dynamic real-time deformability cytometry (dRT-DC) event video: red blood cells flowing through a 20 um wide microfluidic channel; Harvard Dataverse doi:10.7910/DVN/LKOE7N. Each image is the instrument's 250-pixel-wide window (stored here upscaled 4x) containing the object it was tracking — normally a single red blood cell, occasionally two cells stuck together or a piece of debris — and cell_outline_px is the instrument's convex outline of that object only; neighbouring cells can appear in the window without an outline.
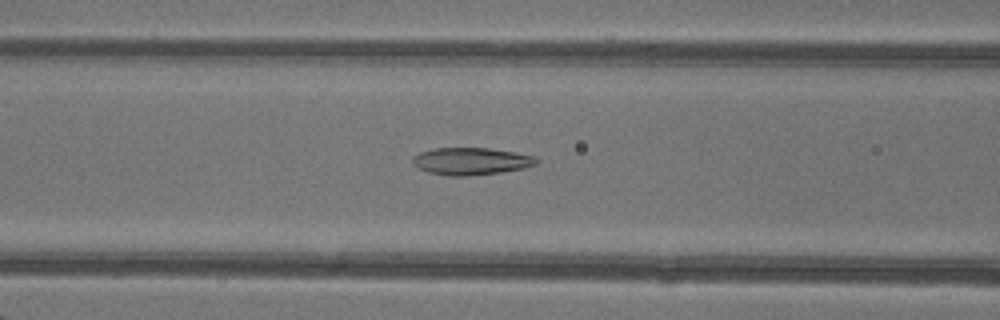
{"species": "common noctule bat (a hibernating species)", "species_latin": "Nyctalus noctula", "temperature_condition": "warm", "stored_images_in_passage": 47, "camera_frame_rate_fps": 3000, "um_per_image_px": 0.085, "animal": {"sex": "female"}, "frame": {"image": 1, "passage_image": 20, "time_ms": 6.333, "image_size_px": [1000, 320], "cell_outline_px": [[536, 164], [524, 168], [500, 172], [468, 176], [448, 176], [428, 172], [412, 164], [412, 156], [420, 152], [436, 148], [488, 148], [516, 152], [532, 156], [536, 160]], "centroid_in_image_um": [39.99, 13.7], "position_along_channel_um": 126.6, "area_um2": 19.54}}
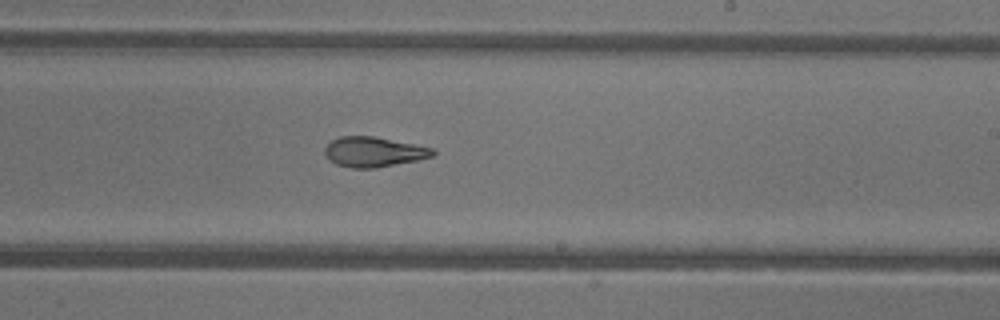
{"frame": {"image": 2, "passage_image": 29, "time_ms": 9.333, "image_size_px": [1000, 320], "cell_outline_px": [[436, 156], [376, 168], [352, 168], [336, 164], [328, 160], [324, 152], [324, 148], [332, 140], [340, 136], [372, 136], [432, 148], [436, 152]], "centroid_in_image_um": [31.74, 12.92], "position_along_channel_um": 257.3, "area_um2": 18.79}}
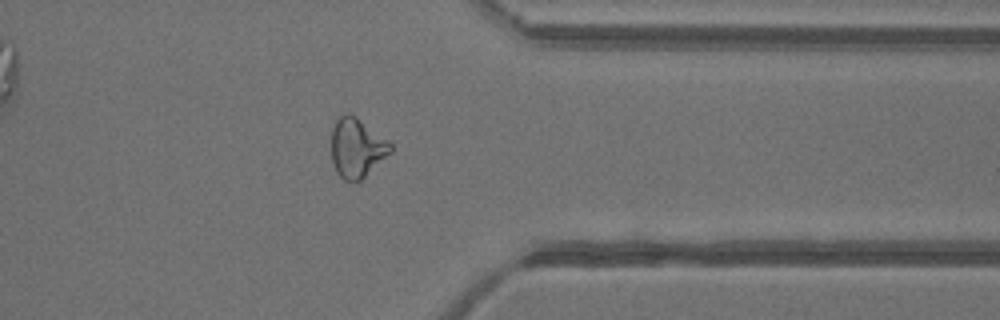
{"frame": {"image": 3, "passage_image": 38, "time_ms": 12.333, "image_size_px": [1000, 320], "cell_outline_px": [[392, 152], [360, 180], [344, 180], [336, 172], [332, 164], [332, 128], [336, 120], [344, 112], [348, 112], [356, 116], [388, 140], [392, 144]], "centroid_in_image_um": [30.32, 12.54], "position_along_channel_um": 381.1, "area_um2": 20.4}, "authors_computed_cell_mechanics": {"area_um2": 21.0392, "velocity_mm_per_s": 4.3609, "shape_relaxation_time_tau1_ms": 9.6819, "shape_relaxation_time_tau2_ms": 2.4894, "deformation_change_tau1": 0.2705, "deformation_change_tau2": 0.113}}